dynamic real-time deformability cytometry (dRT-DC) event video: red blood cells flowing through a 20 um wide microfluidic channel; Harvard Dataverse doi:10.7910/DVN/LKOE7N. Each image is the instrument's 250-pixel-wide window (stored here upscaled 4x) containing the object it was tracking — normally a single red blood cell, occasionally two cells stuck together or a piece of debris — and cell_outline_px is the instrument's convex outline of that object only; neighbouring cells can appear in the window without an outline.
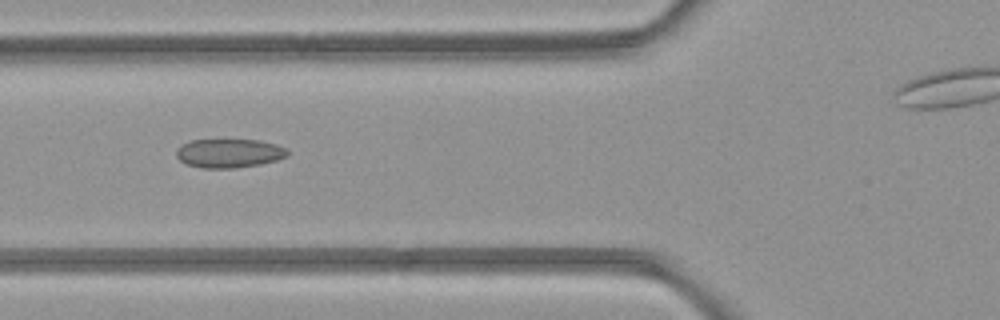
{"species": "common noctule bat (a hibernating species)", "species_latin": "Nyctalus noctula", "temperature_condition": "room temperature", "stored_images_in_passage": 3, "camera_frame_rate_fps": 3000, "um_per_image_px": 0.085, "animal": {"sex": "female", "body_mass_g": 21.9}, "frame": {"image": 1, "passage_image": 3, "time_ms": 2.333, "image_size_px": [1000, 320], "cell_outline_px": [[288, 156], [276, 160], [260, 164], [236, 168], [204, 168], [188, 164], [180, 160], [176, 156], [176, 148], [192, 140], [260, 140], [276, 144], [284, 148], [288, 152]], "centroid_in_image_um": [19.48, 13.02], "position_along_channel_um": 106.3, "area_um2": 18.55}}